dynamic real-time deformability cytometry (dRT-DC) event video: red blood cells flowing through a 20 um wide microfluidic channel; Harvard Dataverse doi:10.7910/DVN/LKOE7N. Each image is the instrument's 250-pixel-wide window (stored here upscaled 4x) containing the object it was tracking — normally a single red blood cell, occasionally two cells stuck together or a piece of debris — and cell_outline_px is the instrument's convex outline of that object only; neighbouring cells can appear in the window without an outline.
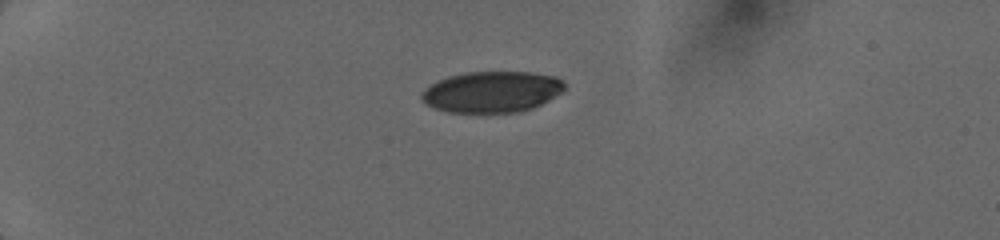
{"species": "human", "species_latin": "Homo sapiens", "temperature_condition": "cold", "stored_images_in_passage": 6, "camera_frame_rate_fps": 3000, "um_per_image_px": 0.085, "donor": {"sex": "female"}, "frame": {"image": 1, "passage_image": 1, "time_ms": 0.0, "image_size_px": [1000, 240], "cell_outline_px": [[564, 92], [532, 108], [520, 112], [488, 116], [448, 112], [436, 108], [420, 100], [420, 92], [424, 88], [448, 76], [468, 72], [528, 72], [556, 76], [564, 80]], "centroid_in_image_um": [41.8, 7.85], "position_along_channel_um": 43.2, "area_um2": 35.32}}
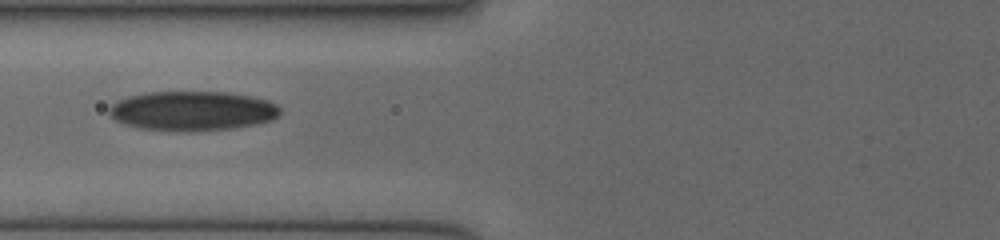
{"frame": {"image": 2, "passage_image": 5, "time_ms": 3.0, "image_size_px": [1000, 240], "cell_outline_px": [[280, 112], [272, 120], [256, 124], [232, 128], [188, 132], [140, 128], [124, 124], [116, 120], [108, 112], [108, 108], [116, 100], [128, 96], [148, 92], [228, 92], [252, 96], [268, 100], [276, 104], [280, 108]], "centroid_in_image_um": [16.34, 9.42], "position_along_channel_um": 109.5, "area_um2": 39.54}}